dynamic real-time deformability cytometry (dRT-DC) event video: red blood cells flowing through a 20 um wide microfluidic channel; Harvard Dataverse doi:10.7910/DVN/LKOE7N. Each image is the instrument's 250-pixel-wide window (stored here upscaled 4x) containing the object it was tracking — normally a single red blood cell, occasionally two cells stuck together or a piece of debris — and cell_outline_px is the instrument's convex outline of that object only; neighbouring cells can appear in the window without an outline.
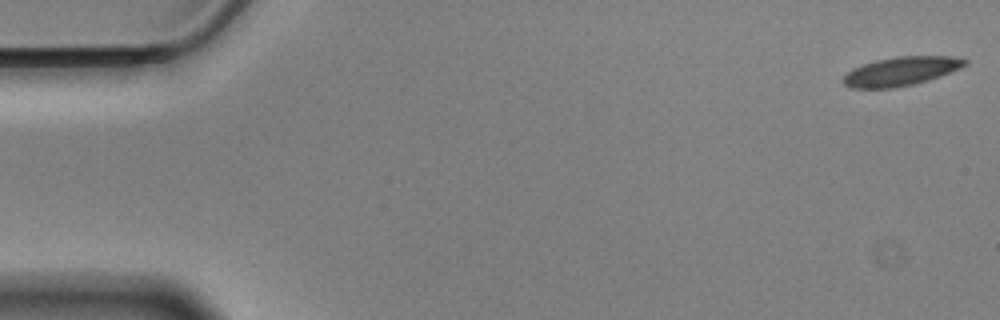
{"species": "Egyptian fruit bat (a non-hibernating species)", "species_latin": "Rousettus aegyptiacus", "temperature_condition": "cold", "stored_images_in_passage": 57, "camera_frame_rate_fps": 3000, "um_per_image_px": 0.085, "animal": {"sex": "male"}, "frame": {"image": 1, "passage_image": 1, "time_ms": 0.0, "image_size_px": [1000, 320], "cell_outline_px": [[968, 64], [960, 68], [940, 76], [928, 80], [912, 84], [892, 88], [848, 88], [840, 80], [852, 68], [876, 60], [896, 56], [952, 56], [968, 60]], "centroid_in_image_um": [76.56, 6.05], "position_along_channel_um": 8.4, "area_um2": 20.46}}
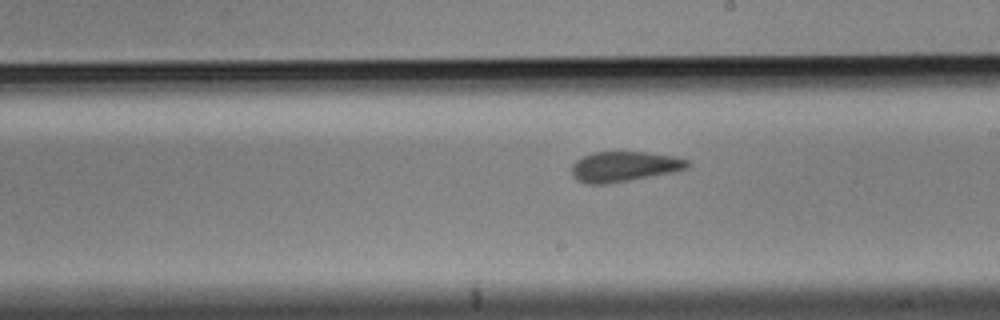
{"frame": {"image": 2, "passage_image": 32, "time_ms": 10.333, "image_size_px": [1000, 320], "cell_outline_px": [[692, 164], [688, 168], [672, 172], [628, 180], [604, 184], [584, 184], [576, 180], [572, 176], [572, 164], [576, 160], [592, 152], [644, 152], [672, 156], [688, 160]], "centroid_in_image_um": [53.02, 14.16], "position_along_channel_um": 236.0, "area_um2": 20.29}}
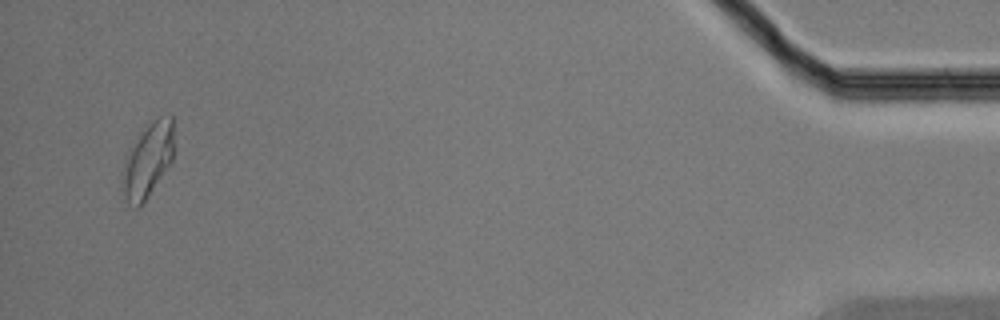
{"frame": {"image": 3, "passage_image": 55, "time_ms": 18.0, "image_size_px": [1000, 320], "cell_outline_px": [[172, 160], [140, 208], [132, 208], [128, 204], [124, 192], [124, 160], [128, 148], [140, 132], [148, 124], [160, 116], [172, 116]], "centroid_in_image_um": [12.54, 13.62], "position_along_channel_um": 422.7, "area_um2": 21.79}, "authors_computed_cell_mechanics": {"area_um2": 20.808, "velocity_mm_per_s": 3.497, "shape_relaxation_time_tau1_ms": 6.784, "shape_relaxation_time_tau2_ms": 1.1205, "deformation_change_tau1": 0.1696, "deformation_change_tau2": 0.0819}}